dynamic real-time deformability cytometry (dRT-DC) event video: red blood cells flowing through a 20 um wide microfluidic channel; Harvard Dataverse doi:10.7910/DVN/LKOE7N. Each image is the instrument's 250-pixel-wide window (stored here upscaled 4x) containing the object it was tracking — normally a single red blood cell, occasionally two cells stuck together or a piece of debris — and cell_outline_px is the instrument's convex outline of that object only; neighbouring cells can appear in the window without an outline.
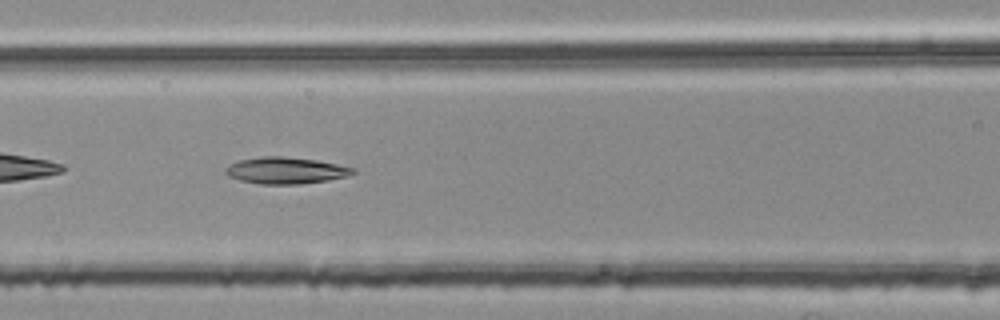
{"species": "common noctule bat (a hibernating species)", "species_latin": "Nyctalus noctula", "temperature_condition": "room temperature", "stored_images_in_passage": 38, "camera_frame_rate_fps": 3000, "um_per_image_px": 0.085, "animal": {"sex": "female", "body_mass_g": 25.1}, "frame": {"image": 1, "passage_image": 8, "time_ms": 2.333, "image_size_px": [1000, 320], "cell_outline_px": [[356, 172], [348, 176], [328, 180], [300, 184], [260, 184], [240, 180], [228, 176], [224, 172], [224, 168], [240, 160], [264, 156], [280, 156], [316, 160], [356, 168]], "centroid_in_image_um": [24.3, 14.5], "position_along_channel_um": 142.3, "area_um2": 19.65}}
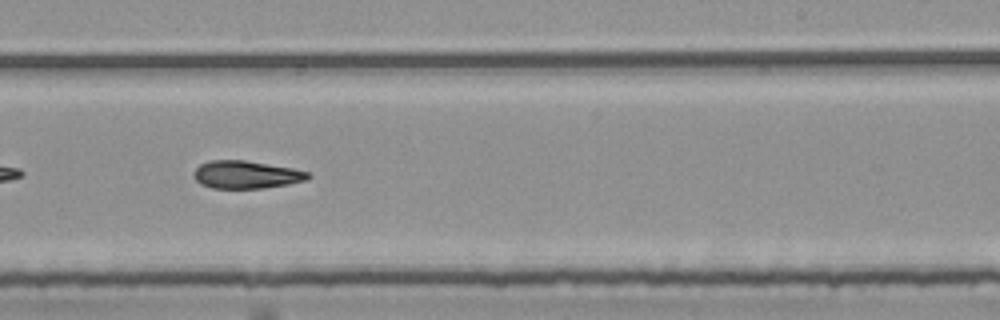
{"frame": {"image": 2, "passage_image": 18, "time_ms": 5.667, "image_size_px": [1000, 320], "cell_outline_px": [[312, 176], [304, 180], [288, 184], [264, 188], [212, 188], [200, 184], [196, 180], [192, 172], [200, 164], [208, 160], [244, 160], [292, 168], [308, 172]], "centroid_in_image_um": [20.88, 14.84], "position_along_channel_um": 268.1, "area_um2": 18.44}}
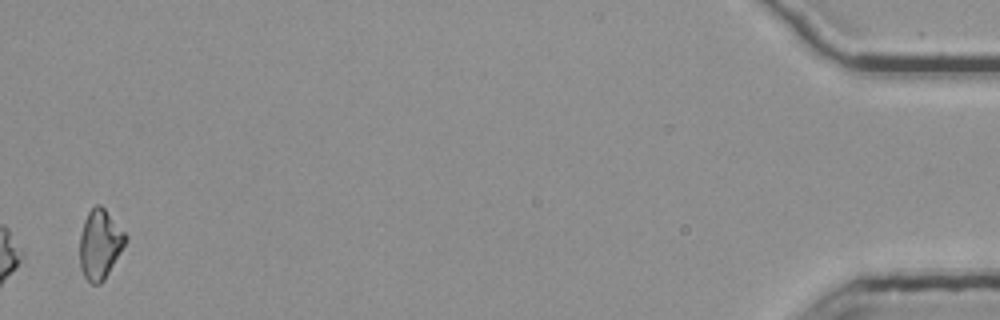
{"frame": {"image": 3, "passage_image": 38, "time_ms": 12.333, "image_size_px": [1000, 320], "cell_outline_px": [[128, 240], [104, 280], [100, 284], [92, 284], [84, 276], [80, 268], [80, 232], [84, 220], [88, 212], [96, 204], [100, 204], [104, 208], [128, 236]], "centroid_in_image_um": [8.49, 20.76], "position_along_channel_um": 426.7, "area_um2": 18.55}, "authors_computed_cell_mechanics": {"area_um2": 18.8717, "velocity_mm_per_s": 3.7835, "shape_relaxation_time_tau1_ms": 9.711, "shape_relaxation_time_tau2_ms": 10.2303, "deformation_change_tau1": 0.2158, "deformation_change_tau2": 0.1973}}